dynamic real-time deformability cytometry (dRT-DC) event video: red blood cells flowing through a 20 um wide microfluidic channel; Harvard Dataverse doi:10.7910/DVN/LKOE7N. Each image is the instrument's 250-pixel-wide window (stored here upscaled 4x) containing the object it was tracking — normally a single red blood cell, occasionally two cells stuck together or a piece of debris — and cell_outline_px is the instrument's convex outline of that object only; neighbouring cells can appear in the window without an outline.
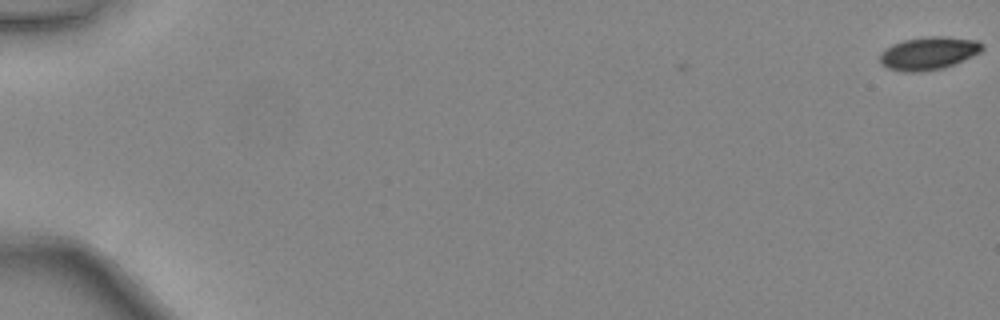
{"species": "common noctule bat (a hibernating species)", "species_latin": "Nyctalus noctula", "temperature_condition": "warm", "stored_images_in_passage": 5, "camera_frame_rate_fps": 3000, "um_per_image_px": 0.085, "animal": {"sex": "female", "body_mass_g": 24.6, "forearm_length_mm": 56.2}, "frame": {"image": 1, "passage_image": 1, "time_ms": 0.0, "image_size_px": [1000, 320], "cell_outline_px": [[984, 48], [980, 52], [972, 56], [944, 68], [920, 72], [904, 72], [888, 68], [880, 64], [880, 52], [884, 48], [892, 44], [904, 40], [928, 36], [948, 36], [976, 40], [984, 44]], "centroid_in_image_um": [78.91, 4.52], "position_along_channel_um": 6.1, "area_um2": 19.83}}